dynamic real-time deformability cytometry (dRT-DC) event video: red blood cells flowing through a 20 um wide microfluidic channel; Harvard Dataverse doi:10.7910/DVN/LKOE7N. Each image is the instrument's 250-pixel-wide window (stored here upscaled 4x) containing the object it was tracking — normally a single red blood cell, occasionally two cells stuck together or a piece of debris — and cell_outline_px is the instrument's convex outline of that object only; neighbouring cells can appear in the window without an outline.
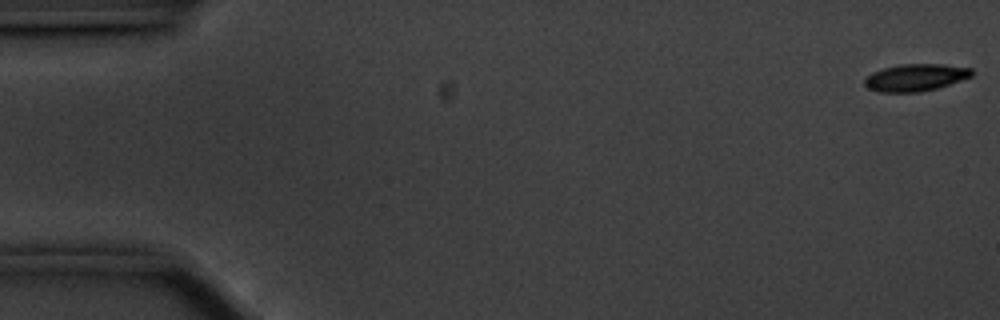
{"species": "common noctule bat (a hibernating species)", "species_latin": "Nyctalus noctula", "temperature_condition": "cold", "stored_images_in_passage": 57, "camera_frame_rate_fps": 3000, "um_per_image_px": 0.085, "animal": {"sex": "male", "body_mass_g": 20.1, "forearm_length_mm": 53.5}, "frame": {"image": 1, "passage_image": 1, "time_ms": 0.0, "image_size_px": [1000, 320], "cell_outline_px": [[972, 76], [936, 88], [920, 92], [880, 92], [868, 88], [864, 84], [864, 80], [872, 72], [884, 68], [900, 64], [944, 64], [972, 68]], "centroid_in_image_um": [77.81, 6.58], "position_along_channel_um": 7.2, "area_um2": 16.82}}
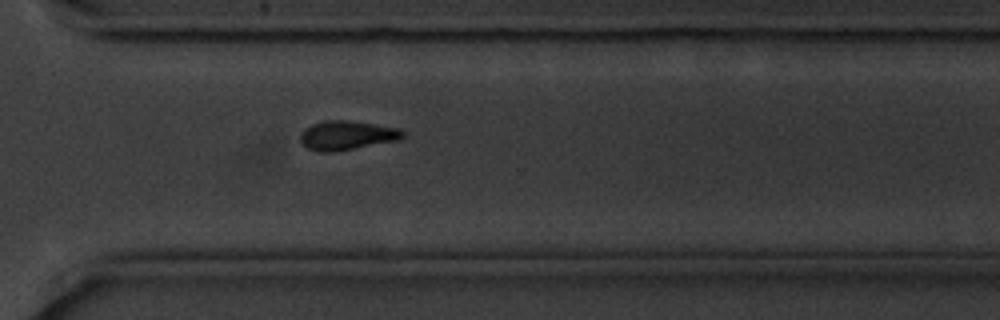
{"frame": {"image": 2, "passage_image": 41, "time_ms": 13.333, "image_size_px": [1000, 320], "cell_outline_px": [[404, 136], [400, 140], [332, 152], [320, 152], [308, 148], [300, 140], [300, 132], [304, 128], [312, 124], [324, 120], [348, 120], [400, 128], [404, 132]], "centroid_in_image_um": [29.48, 11.49], "position_along_channel_um": 341.1, "area_um2": 17.46}}
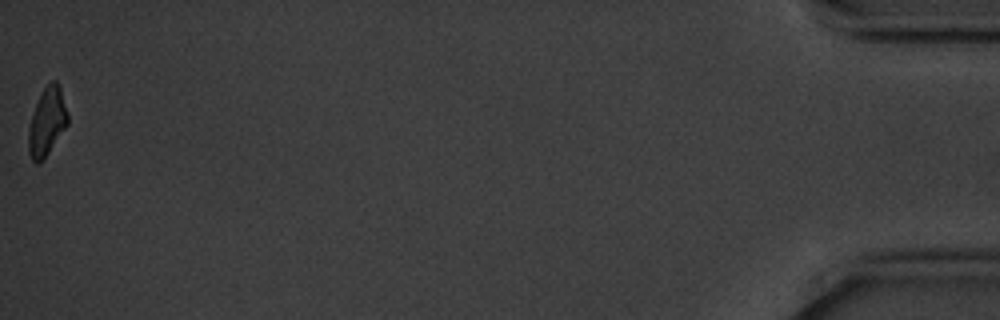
{"frame": {"image": 3, "passage_image": 57, "time_ms": 18.667, "image_size_px": [1000, 320], "cell_outline_px": [[68, 124], [44, 160], [40, 164], [36, 164], [32, 160], [28, 152], [28, 128], [36, 104], [44, 88], [52, 80], [56, 80], [60, 88], [68, 116]], "centroid_in_image_um": [3.98, 10.42], "position_along_channel_um": 431.2, "area_um2": 15.49}, "authors_computed_cell_mechanics": {"area_um2": 17.4556, "velocity_mm_per_s": 3.5172, "shape_relaxation_time_tau1_ms": 2.3453, "shape_relaxation_time_tau2_ms": null, "deformation_change_tau1": 0.1209, "deformation_change_tau2": null}}